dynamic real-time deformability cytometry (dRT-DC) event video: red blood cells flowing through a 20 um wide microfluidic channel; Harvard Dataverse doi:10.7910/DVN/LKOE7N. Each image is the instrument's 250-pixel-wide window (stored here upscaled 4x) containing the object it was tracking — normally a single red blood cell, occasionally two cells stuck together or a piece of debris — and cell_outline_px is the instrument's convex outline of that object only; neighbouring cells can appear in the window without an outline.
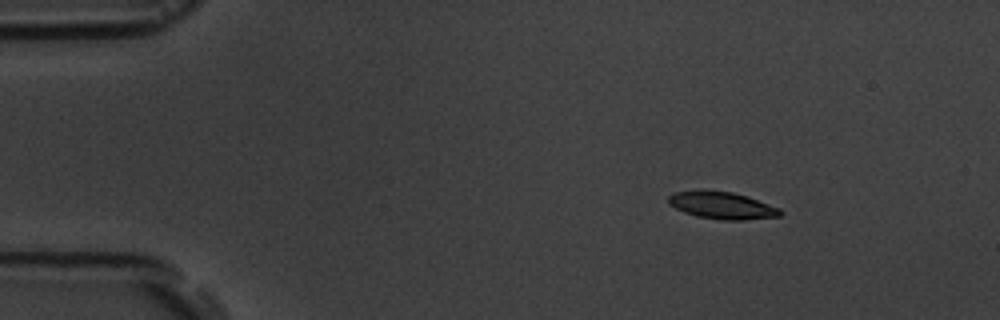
{"species": "common noctule bat (a hibernating species)", "species_latin": "Nyctalus noctula", "temperature_condition": "room temperature", "stored_images_in_passage": 5, "camera_frame_rate_fps": 3000, "um_per_image_px": 0.085, "animal": {"sex": "male", "body_mass_g": 19.5, "forearm_length_mm": 54.6}, "frame": {"image": 1, "passage_image": 1, "time_ms": 0.0, "image_size_px": [1000, 320], "cell_outline_px": [[784, 212], [780, 216], [744, 220], [720, 220], [696, 216], [684, 212], [668, 204], [668, 196], [672, 192], [704, 188], [732, 192], [748, 196], [780, 208]], "centroid_in_image_um": [61.34, 17.43], "position_along_channel_um": 23.7, "area_um2": 18.26}}
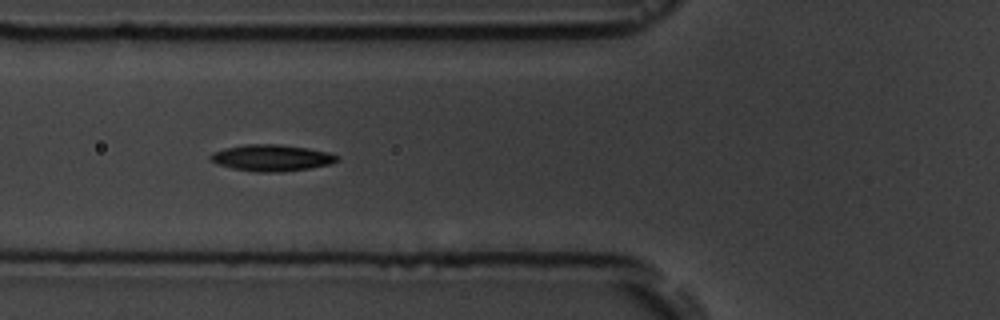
{"frame": {"image": 2, "passage_image": 4, "time_ms": 4.333, "image_size_px": [1000, 320], "cell_outline_px": [[340, 160], [332, 164], [308, 168], [280, 172], [256, 172], [232, 168], [216, 164], [208, 156], [212, 152], [224, 148], [244, 144], [280, 144], [308, 148], [328, 152], [340, 156]], "centroid_in_image_um": [23.09, 13.41], "position_along_channel_um": 102.7, "area_um2": 19.71}}
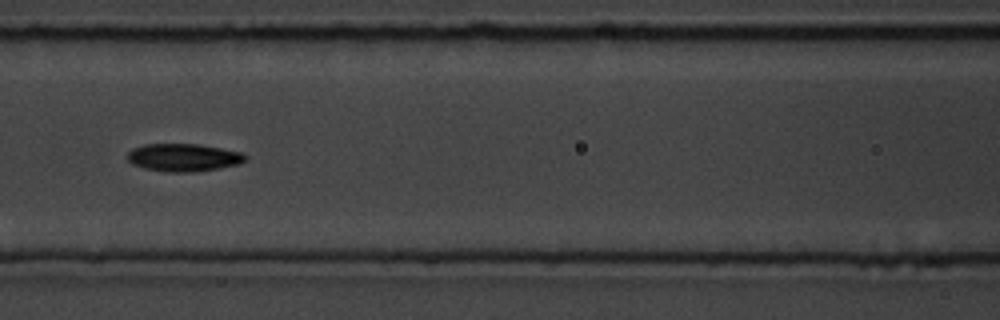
{"frame": {"image": 3, "passage_image": 5, "time_ms": 5.667, "image_size_px": [1000, 320], "cell_outline_px": [[248, 156], [240, 164], [220, 168], [196, 172], [168, 172], [144, 168], [132, 164], [128, 160], [128, 152], [132, 148], [144, 144], [200, 144], [244, 152]], "centroid_in_image_um": [15.63, 13.38], "position_along_channel_um": 151.0, "area_um2": 19.31}}